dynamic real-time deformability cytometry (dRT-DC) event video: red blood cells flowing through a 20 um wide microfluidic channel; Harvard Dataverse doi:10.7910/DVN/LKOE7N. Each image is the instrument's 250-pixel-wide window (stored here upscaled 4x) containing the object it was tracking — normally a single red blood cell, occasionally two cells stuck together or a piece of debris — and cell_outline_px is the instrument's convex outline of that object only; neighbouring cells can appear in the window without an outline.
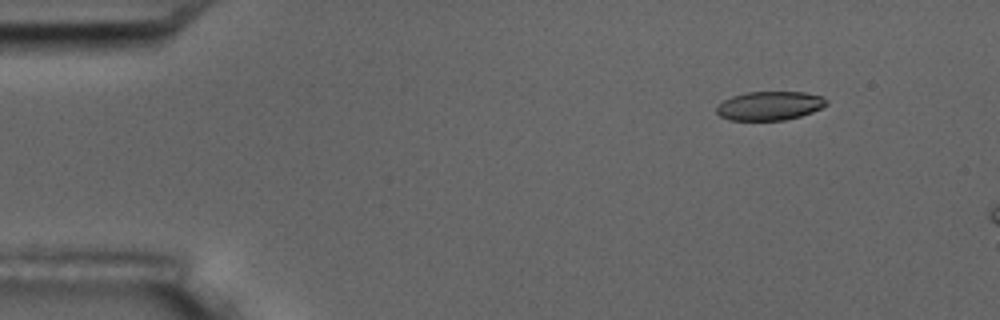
{"species": "common noctule bat (a hibernating species)", "species_latin": "Nyctalus noctula", "temperature_condition": "room temperature", "stored_images_in_passage": 5, "camera_frame_rate_fps": 3000, "um_per_image_px": 0.085, "animal": {"sex": "male", "body_mass_g": 17.5, "forearm_length_mm": 52.3}, "frame": {"image": 1, "passage_image": 2, "time_ms": 1.333, "image_size_px": [1000, 320], "cell_outline_px": [[828, 104], [812, 112], [800, 116], [784, 120], [728, 120], [720, 116], [716, 112], [716, 108], [724, 100], [732, 96], [748, 92], [804, 92], [824, 96], [828, 100]], "centroid_in_image_um": [65.44, 8.99], "position_along_channel_um": 19.6, "area_um2": 18.5}}